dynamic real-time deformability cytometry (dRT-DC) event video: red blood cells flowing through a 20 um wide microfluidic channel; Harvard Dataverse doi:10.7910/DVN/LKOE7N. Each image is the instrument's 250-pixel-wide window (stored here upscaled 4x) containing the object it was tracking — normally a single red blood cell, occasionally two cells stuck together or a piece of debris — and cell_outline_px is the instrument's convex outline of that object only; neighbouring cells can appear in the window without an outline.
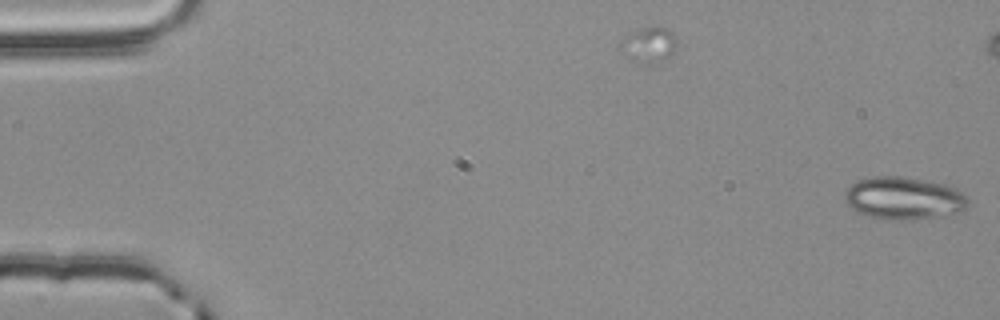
{"species": "common noctule bat (a hibernating species)", "species_latin": "Nyctalus noctula", "temperature_condition": "room temperature", "stored_images_in_passage": 3, "camera_frame_rate_fps": 3000, "um_per_image_px": 0.085, "animal": {"sex": "male", "body_mass_g": 20.4}, "frame": {"image": 1, "passage_image": 3, "time_ms": 0.667, "image_size_px": [1000, 320], "cell_outline_px": [[968, 204], [964, 212], [912, 220], [884, 220], [868, 216], [856, 212], [844, 200], [844, 192], [856, 180], [876, 176], [900, 176], [944, 184], [956, 188], [964, 192], [968, 200]], "centroid_in_image_um": [76.83, 16.86], "position_along_channel_um": 8.2, "area_um2": 30.92}}